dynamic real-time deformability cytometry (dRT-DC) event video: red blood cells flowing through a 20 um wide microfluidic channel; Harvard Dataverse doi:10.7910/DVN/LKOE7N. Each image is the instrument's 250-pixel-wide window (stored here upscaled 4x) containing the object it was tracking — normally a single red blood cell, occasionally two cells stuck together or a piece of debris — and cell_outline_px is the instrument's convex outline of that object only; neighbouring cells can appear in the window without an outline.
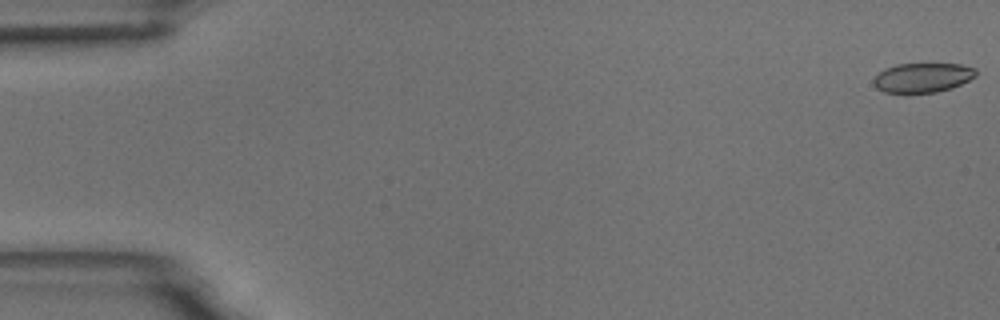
{"species": "common noctule bat (a hibernating species)", "species_latin": "Nyctalus noctula", "temperature_condition": "room temperature", "stored_images_in_passage": 6, "camera_frame_rate_fps": 3000, "um_per_image_px": 0.085, "animal": {"sex": "male", "body_mass_g": 18.8}, "frame": {"image": 1, "passage_image": 1, "time_ms": 0.0, "image_size_px": [1000, 320], "cell_outline_px": [[976, 76], [952, 88], [936, 92], [884, 92], [876, 88], [872, 80], [884, 68], [896, 64], [960, 64], [976, 68]], "centroid_in_image_um": [78.42, 6.59], "position_along_channel_um": 6.6, "area_um2": 17.46}}
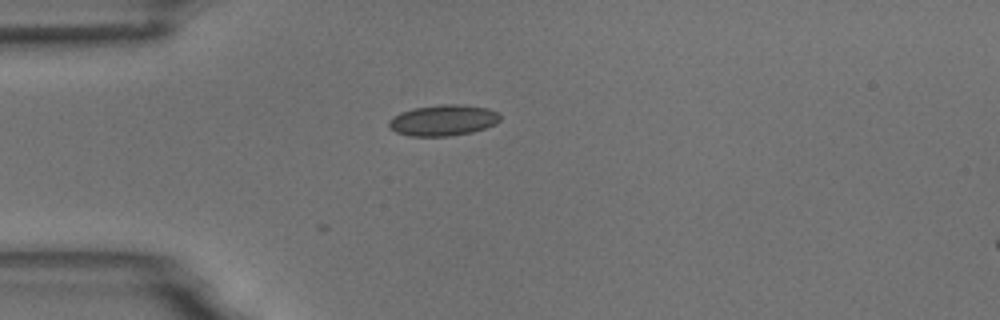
{"frame": {"image": 2, "passage_image": 5, "time_ms": 4.667, "image_size_px": [1000, 320], "cell_outline_px": [[500, 120], [496, 124], [472, 132], [448, 136], [408, 136], [396, 132], [388, 124], [388, 120], [392, 116], [400, 112], [416, 108], [440, 104], [460, 104], [488, 108], [496, 112], [500, 116]], "centroid_in_image_um": [37.66, 10.22], "position_along_channel_um": 47.3, "area_um2": 20.06}}